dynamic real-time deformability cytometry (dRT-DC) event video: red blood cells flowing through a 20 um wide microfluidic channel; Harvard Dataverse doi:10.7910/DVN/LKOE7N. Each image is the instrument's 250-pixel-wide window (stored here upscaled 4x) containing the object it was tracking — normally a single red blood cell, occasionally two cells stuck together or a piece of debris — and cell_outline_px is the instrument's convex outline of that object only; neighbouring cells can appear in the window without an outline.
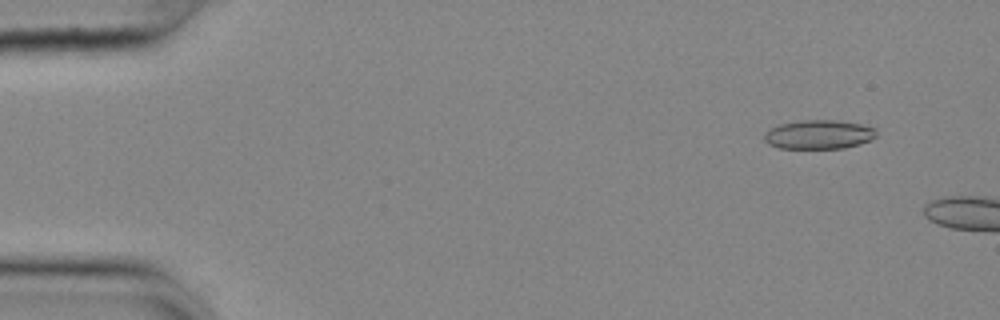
{"species": "common noctule bat (a hibernating species)", "species_latin": "Nyctalus noctula", "temperature_condition": "cold", "stored_images_in_passage": 50, "camera_frame_rate_fps": 3000, "um_per_image_px": 0.085, "animal": {"sex": "female", "body_mass_g": 25.1}, "frame": {"image": 1, "passage_image": 5, "time_ms": 1.333, "image_size_px": [1000, 320], "cell_outline_px": [[876, 136], [872, 140], [860, 144], [844, 148], [780, 148], [768, 144], [764, 140], [764, 132], [780, 124], [804, 120], [836, 120], [860, 124], [876, 128]], "centroid_in_image_um": [69.62, 11.43], "position_along_channel_um": 15.4, "area_um2": 18.96}}
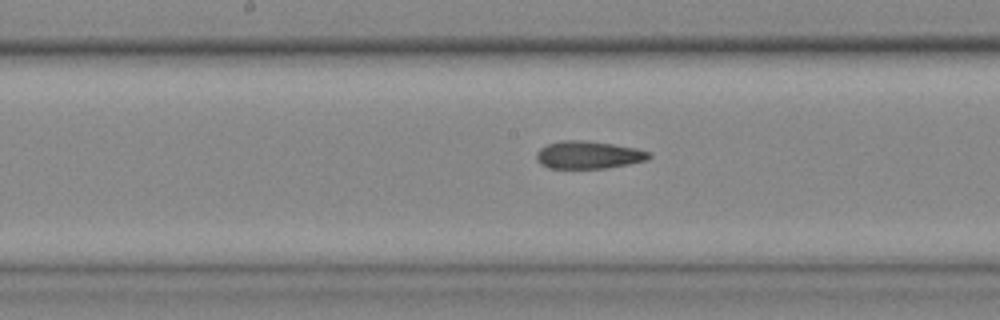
{"frame": {"image": 2, "passage_image": 29, "time_ms": 9.333, "image_size_px": [1000, 320], "cell_outline_px": [[652, 156], [648, 160], [608, 168], [548, 168], [540, 164], [536, 160], [536, 152], [540, 148], [548, 144], [564, 140], [580, 140], [612, 144], [636, 148], [652, 152]], "centroid_in_image_um": [50.03, 13.17], "position_along_channel_um": 198.2, "area_um2": 18.21}}
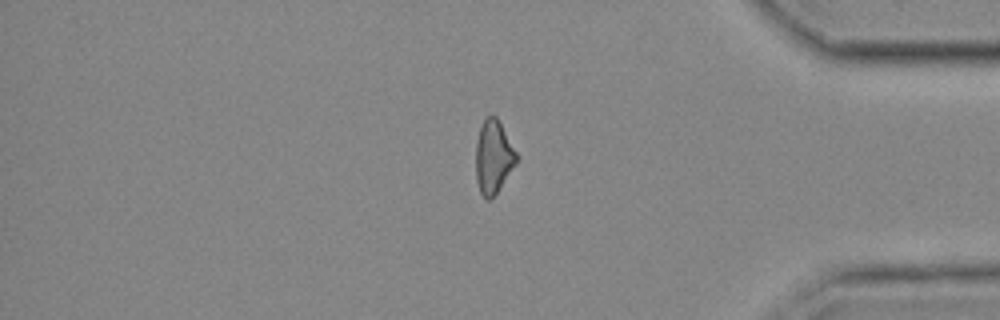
{"frame": {"image": 3, "passage_image": 47, "time_ms": 15.333, "image_size_px": [1000, 320], "cell_outline_px": [[516, 164], [496, 192], [488, 200], [484, 200], [480, 192], [476, 180], [476, 144], [480, 128], [484, 120], [488, 116], [496, 116], [516, 152]], "centroid_in_image_um": [41.91, 13.36], "position_along_channel_um": 393.3, "area_um2": 16.88}}